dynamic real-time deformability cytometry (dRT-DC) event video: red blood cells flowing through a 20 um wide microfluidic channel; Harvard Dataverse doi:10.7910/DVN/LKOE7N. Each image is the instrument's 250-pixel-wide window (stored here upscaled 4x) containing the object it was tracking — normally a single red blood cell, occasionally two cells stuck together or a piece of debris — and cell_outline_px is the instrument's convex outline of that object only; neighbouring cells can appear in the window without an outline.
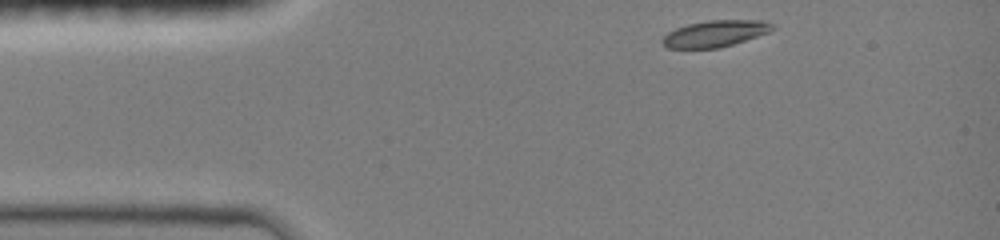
{"species": "common noctule bat (a hibernating species)", "species_latin": "Nyctalus noctula", "temperature_condition": "room temperature", "stored_images_in_passage": 37, "camera_frame_rate_fps": 3000, "um_per_image_px": 0.085, "animal": {"sex": "female", "body_mass_g": 19.0, "forearm_length_mm": 51.5}, "frame": {"image": 1, "passage_image": 1, "time_ms": 0.0, "image_size_px": [1000, 240], "cell_outline_px": [[776, 28], [768, 32], [720, 48], [668, 48], [660, 40], [668, 32], [676, 28], [688, 24], [708, 20], [764, 20], [776, 24]], "centroid_in_image_um": [60.81, 2.84], "position_along_channel_um": 24.2, "area_um2": 16.94}}
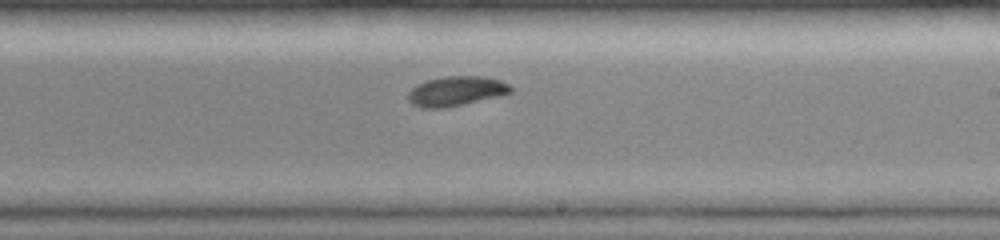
{"frame": {"image": 2, "passage_image": 22, "time_ms": 7.0, "image_size_px": [1000, 240], "cell_outline_px": [[512, 92], [496, 96], [444, 108], [424, 108], [412, 104], [408, 100], [408, 92], [416, 84], [428, 80], [444, 76], [484, 76], [500, 80], [508, 84], [512, 88]], "centroid_in_image_um": [38.73, 7.73], "position_along_channel_um": 250.3, "area_um2": 17.51}}
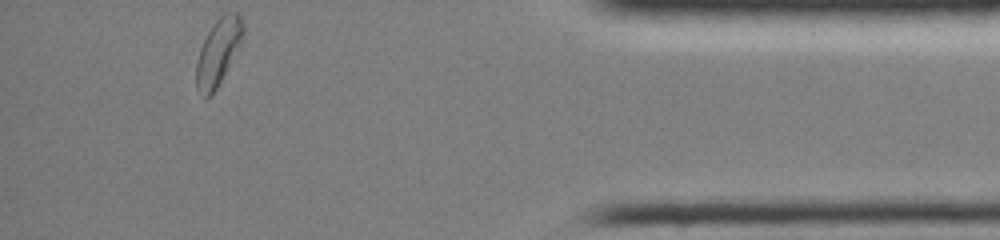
{"frame": {"image": 3, "passage_image": 37, "time_ms": 12.0, "image_size_px": [1000, 240], "cell_outline_px": [[244, 32], [240, 48], [216, 88], [204, 100], [196, 88], [196, 60], [200, 48], [212, 24], [224, 12], [236, 12], [240, 16], [244, 24]], "centroid_in_image_um": [18.56, 4.4], "position_along_channel_um": 416.6, "area_um2": 18.26}, "authors_computed_cell_mechanics": {"area_um2": 18.0914, "velocity_mm_per_s": 4.0218, "shape_relaxation_time_tau1_ms": 3.5335, "shape_relaxation_time_tau2_ms": null, "deformation_change_tau1": 0.0984, "deformation_change_tau2": null}}